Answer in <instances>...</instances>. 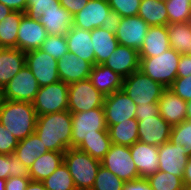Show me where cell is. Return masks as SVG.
<instances>
[{"mask_svg":"<svg viewBox=\"0 0 191 190\" xmlns=\"http://www.w3.org/2000/svg\"><path fill=\"white\" fill-rule=\"evenodd\" d=\"M103 108L107 128L136 118L137 105L122 89L106 96Z\"/></svg>","mask_w":191,"mask_h":190,"instance_id":"8fae6325","label":"cell"},{"mask_svg":"<svg viewBox=\"0 0 191 190\" xmlns=\"http://www.w3.org/2000/svg\"><path fill=\"white\" fill-rule=\"evenodd\" d=\"M68 91L63 81L40 87L32 102L37 116L68 110Z\"/></svg>","mask_w":191,"mask_h":190,"instance_id":"52a82bcc","label":"cell"},{"mask_svg":"<svg viewBox=\"0 0 191 190\" xmlns=\"http://www.w3.org/2000/svg\"><path fill=\"white\" fill-rule=\"evenodd\" d=\"M26 65V52L18 48H2L0 50V87L14 78Z\"/></svg>","mask_w":191,"mask_h":190,"instance_id":"cb8c5ba5","label":"cell"},{"mask_svg":"<svg viewBox=\"0 0 191 190\" xmlns=\"http://www.w3.org/2000/svg\"><path fill=\"white\" fill-rule=\"evenodd\" d=\"M72 114L71 148H77L92 136H109L103 107Z\"/></svg>","mask_w":191,"mask_h":190,"instance_id":"5b68a950","label":"cell"},{"mask_svg":"<svg viewBox=\"0 0 191 190\" xmlns=\"http://www.w3.org/2000/svg\"><path fill=\"white\" fill-rule=\"evenodd\" d=\"M168 25L191 21V0H165Z\"/></svg>","mask_w":191,"mask_h":190,"instance_id":"74e56055","label":"cell"},{"mask_svg":"<svg viewBox=\"0 0 191 190\" xmlns=\"http://www.w3.org/2000/svg\"><path fill=\"white\" fill-rule=\"evenodd\" d=\"M111 10L121 17L137 16L141 0H107Z\"/></svg>","mask_w":191,"mask_h":190,"instance_id":"7bdbcfd3","label":"cell"},{"mask_svg":"<svg viewBox=\"0 0 191 190\" xmlns=\"http://www.w3.org/2000/svg\"><path fill=\"white\" fill-rule=\"evenodd\" d=\"M30 181V177H9L6 179L5 190H25Z\"/></svg>","mask_w":191,"mask_h":190,"instance_id":"c3c4849f","label":"cell"},{"mask_svg":"<svg viewBox=\"0 0 191 190\" xmlns=\"http://www.w3.org/2000/svg\"><path fill=\"white\" fill-rule=\"evenodd\" d=\"M65 37L69 52L95 65V53L89 30L72 26L65 34Z\"/></svg>","mask_w":191,"mask_h":190,"instance_id":"603a6c76","label":"cell"},{"mask_svg":"<svg viewBox=\"0 0 191 190\" xmlns=\"http://www.w3.org/2000/svg\"><path fill=\"white\" fill-rule=\"evenodd\" d=\"M42 182L47 190H77L64 162Z\"/></svg>","mask_w":191,"mask_h":190,"instance_id":"836d02e7","label":"cell"},{"mask_svg":"<svg viewBox=\"0 0 191 190\" xmlns=\"http://www.w3.org/2000/svg\"><path fill=\"white\" fill-rule=\"evenodd\" d=\"M146 179L152 190H186L183 177L174 176L170 173L158 170Z\"/></svg>","mask_w":191,"mask_h":190,"instance_id":"d590c367","label":"cell"},{"mask_svg":"<svg viewBox=\"0 0 191 190\" xmlns=\"http://www.w3.org/2000/svg\"><path fill=\"white\" fill-rule=\"evenodd\" d=\"M172 126L160 115L143 117L138 120V141L153 146H161L170 140Z\"/></svg>","mask_w":191,"mask_h":190,"instance_id":"4fadbf2b","label":"cell"},{"mask_svg":"<svg viewBox=\"0 0 191 190\" xmlns=\"http://www.w3.org/2000/svg\"><path fill=\"white\" fill-rule=\"evenodd\" d=\"M95 53V64H104L108 57L119 46L118 40L114 33L103 29L102 27L95 28L90 31Z\"/></svg>","mask_w":191,"mask_h":190,"instance_id":"4316f807","label":"cell"},{"mask_svg":"<svg viewBox=\"0 0 191 190\" xmlns=\"http://www.w3.org/2000/svg\"><path fill=\"white\" fill-rule=\"evenodd\" d=\"M186 119L191 121V101L187 102Z\"/></svg>","mask_w":191,"mask_h":190,"instance_id":"6f0895ef","label":"cell"},{"mask_svg":"<svg viewBox=\"0 0 191 190\" xmlns=\"http://www.w3.org/2000/svg\"><path fill=\"white\" fill-rule=\"evenodd\" d=\"M191 75V55L181 54L177 67V78H184Z\"/></svg>","mask_w":191,"mask_h":190,"instance_id":"7dc6e473","label":"cell"},{"mask_svg":"<svg viewBox=\"0 0 191 190\" xmlns=\"http://www.w3.org/2000/svg\"><path fill=\"white\" fill-rule=\"evenodd\" d=\"M165 89L162 84L153 81L140 70L124 78L122 87L136 105L158 103Z\"/></svg>","mask_w":191,"mask_h":190,"instance_id":"8992f818","label":"cell"},{"mask_svg":"<svg viewBox=\"0 0 191 190\" xmlns=\"http://www.w3.org/2000/svg\"><path fill=\"white\" fill-rule=\"evenodd\" d=\"M64 153L48 151L38 157L29 168L31 180L43 181L63 163Z\"/></svg>","mask_w":191,"mask_h":190,"instance_id":"83f0119b","label":"cell"},{"mask_svg":"<svg viewBox=\"0 0 191 190\" xmlns=\"http://www.w3.org/2000/svg\"><path fill=\"white\" fill-rule=\"evenodd\" d=\"M63 162L70 172L77 190H91L101 166V161L87 152L69 148L64 153Z\"/></svg>","mask_w":191,"mask_h":190,"instance_id":"3957f363","label":"cell"},{"mask_svg":"<svg viewBox=\"0 0 191 190\" xmlns=\"http://www.w3.org/2000/svg\"><path fill=\"white\" fill-rule=\"evenodd\" d=\"M122 17L119 16L116 12L111 11L107 18L103 21L102 28L110 31L114 34L118 31L119 24L121 23Z\"/></svg>","mask_w":191,"mask_h":190,"instance_id":"681fc988","label":"cell"},{"mask_svg":"<svg viewBox=\"0 0 191 190\" xmlns=\"http://www.w3.org/2000/svg\"><path fill=\"white\" fill-rule=\"evenodd\" d=\"M159 114L158 103H150L145 105H137L136 119L143 120V117H155Z\"/></svg>","mask_w":191,"mask_h":190,"instance_id":"bcb514c9","label":"cell"},{"mask_svg":"<svg viewBox=\"0 0 191 190\" xmlns=\"http://www.w3.org/2000/svg\"><path fill=\"white\" fill-rule=\"evenodd\" d=\"M25 190H47L42 181L31 180Z\"/></svg>","mask_w":191,"mask_h":190,"instance_id":"11a10c76","label":"cell"},{"mask_svg":"<svg viewBox=\"0 0 191 190\" xmlns=\"http://www.w3.org/2000/svg\"><path fill=\"white\" fill-rule=\"evenodd\" d=\"M149 25L140 16L122 17L115 36L119 45L140 50Z\"/></svg>","mask_w":191,"mask_h":190,"instance_id":"5bb4252c","label":"cell"},{"mask_svg":"<svg viewBox=\"0 0 191 190\" xmlns=\"http://www.w3.org/2000/svg\"><path fill=\"white\" fill-rule=\"evenodd\" d=\"M37 114L29 102L4 101L0 109V123L18 140L35 133Z\"/></svg>","mask_w":191,"mask_h":190,"instance_id":"7a4b0ae2","label":"cell"},{"mask_svg":"<svg viewBox=\"0 0 191 190\" xmlns=\"http://www.w3.org/2000/svg\"><path fill=\"white\" fill-rule=\"evenodd\" d=\"M46 38L47 31L39 20H32L26 15L22 17L17 34L18 49L24 52L40 49Z\"/></svg>","mask_w":191,"mask_h":190,"instance_id":"ac0fdd59","label":"cell"},{"mask_svg":"<svg viewBox=\"0 0 191 190\" xmlns=\"http://www.w3.org/2000/svg\"><path fill=\"white\" fill-rule=\"evenodd\" d=\"M139 64L140 57L138 50L119 45L103 65L109 67L121 77L126 78L139 70Z\"/></svg>","mask_w":191,"mask_h":190,"instance_id":"ffe728a7","label":"cell"},{"mask_svg":"<svg viewBox=\"0 0 191 190\" xmlns=\"http://www.w3.org/2000/svg\"><path fill=\"white\" fill-rule=\"evenodd\" d=\"M122 190H152L146 178L124 182Z\"/></svg>","mask_w":191,"mask_h":190,"instance_id":"816d5d0a","label":"cell"},{"mask_svg":"<svg viewBox=\"0 0 191 190\" xmlns=\"http://www.w3.org/2000/svg\"><path fill=\"white\" fill-rule=\"evenodd\" d=\"M12 10L5 6L4 4L0 3V21H2L7 15L11 14Z\"/></svg>","mask_w":191,"mask_h":190,"instance_id":"9f6ffc18","label":"cell"},{"mask_svg":"<svg viewBox=\"0 0 191 190\" xmlns=\"http://www.w3.org/2000/svg\"><path fill=\"white\" fill-rule=\"evenodd\" d=\"M111 11L107 0H89L86 6L74 15L73 26L92 31L102 26Z\"/></svg>","mask_w":191,"mask_h":190,"instance_id":"2e32d148","label":"cell"},{"mask_svg":"<svg viewBox=\"0 0 191 190\" xmlns=\"http://www.w3.org/2000/svg\"><path fill=\"white\" fill-rule=\"evenodd\" d=\"M180 56L181 53L170 48L158 56L140 57L139 70L153 81L159 82L165 88H169L177 78Z\"/></svg>","mask_w":191,"mask_h":190,"instance_id":"277c9868","label":"cell"},{"mask_svg":"<svg viewBox=\"0 0 191 190\" xmlns=\"http://www.w3.org/2000/svg\"><path fill=\"white\" fill-rule=\"evenodd\" d=\"M40 49L55 58L57 61L69 52L65 35H47V38L41 45Z\"/></svg>","mask_w":191,"mask_h":190,"instance_id":"60d3db41","label":"cell"},{"mask_svg":"<svg viewBox=\"0 0 191 190\" xmlns=\"http://www.w3.org/2000/svg\"><path fill=\"white\" fill-rule=\"evenodd\" d=\"M25 15L22 11H12L2 21H0V47L17 48V34L19 24Z\"/></svg>","mask_w":191,"mask_h":190,"instance_id":"1f68e13d","label":"cell"},{"mask_svg":"<svg viewBox=\"0 0 191 190\" xmlns=\"http://www.w3.org/2000/svg\"><path fill=\"white\" fill-rule=\"evenodd\" d=\"M0 3L8 6L12 11L26 12L27 0H0Z\"/></svg>","mask_w":191,"mask_h":190,"instance_id":"f5cc1de1","label":"cell"},{"mask_svg":"<svg viewBox=\"0 0 191 190\" xmlns=\"http://www.w3.org/2000/svg\"><path fill=\"white\" fill-rule=\"evenodd\" d=\"M26 66L32 71L40 87L60 81L58 61L41 49L26 52Z\"/></svg>","mask_w":191,"mask_h":190,"instance_id":"30bf717a","label":"cell"},{"mask_svg":"<svg viewBox=\"0 0 191 190\" xmlns=\"http://www.w3.org/2000/svg\"><path fill=\"white\" fill-rule=\"evenodd\" d=\"M35 133L48 151L71 148L72 114L66 110L37 116Z\"/></svg>","mask_w":191,"mask_h":190,"instance_id":"6da1fadb","label":"cell"},{"mask_svg":"<svg viewBox=\"0 0 191 190\" xmlns=\"http://www.w3.org/2000/svg\"><path fill=\"white\" fill-rule=\"evenodd\" d=\"M132 159L137 167L140 178H147L158 171V146L136 141L129 146Z\"/></svg>","mask_w":191,"mask_h":190,"instance_id":"d6986e66","label":"cell"},{"mask_svg":"<svg viewBox=\"0 0 191 190\" xmlns=\"http://www.w3.org/2000/svg\"><path fill=\"white\" fill-rule=\"evenodd\" d=\"M112 144L132 146L138 141V120L136 118L111 125L108 128Z\"/></svg>","mask_w":191,"mask_h":190,"instance_id":"4dcf8cb0","label":"cell"},{"mask_svg":"<svg viewBox=\"0 0 191 190\" xmlns=\"http://www.w3.org/2000/svg\"><path fill=\"white\" fill-rule=\"evenodd\" d=\"M112 145L109 136H92L84 139L77 149L87 152L91 157L101 161Z\"/></svg>","mask_w":191,"mask_h":190,"instance_id":"8d00e7d4","label":"cell"},{"mask_svg":"<svg viewBox=\"0 0 191 190\" xmlns=\"http://www.w3.org/2000/svg\"><path fill=\"white\" fill-rule=\"evenodd\" d=\"M167 26H149L139 57H154L170 49Z\"/></svg>","mask_w":191,"mask_h":190,"instance_id":"d4e9b609","label":"cell"},{"mask_svg":"<svg viewBox=\"0 0 191 190\" xmlns=\"http://www.w3.org/2000/svg\"><path fill=\"white\" fill-rule=\"evenodd\" d=\"M167 31L171 48L181 54L188 53L191 49V21L169 24Z\"/></svg>","mask_w":191,"mask_h":190,"instance_id":"d6a6232c","label":"cell"},{"mask_svg":"<svg viewBox=\"0 0 191 190\" xmlns=\"http://www.w3.org/2000/svg\"><path fill=\"white\" fill-rule=\"evenodd\" d=\"M104 98L89 79L72 83L68 91V111L78 113L103 107Z\"/></svg>","mask_w":191,"mask_h":190,"instance_id":"ba28073f","label":"cell"},{"mask_svg":"<svg viewBox=\"0 0 191 190\" xmlns=\"http://www.w3.org/2000/svg\"><path fill=\"white\" fill-rule=\"evenodd\" d=\"M138 16L149 26H168L165 0H141Z\"/></svg>","mask_w":191,"mask_h":190,"instance_id":"f546056e","label":"cell"},{"mask_svg":"<svg viewBox=\"0 0 191 190\" xmlns=\"http://www.w3.org/2000/svg\"><path fill=\"white\" fill-rule=\"evenodd\" d=\"M183 182L186 190H191V157H189V160L185 167V171L183 174Z\"/></svg>","mask_w":191,"mask_h":190,"instance_id":"db71d44e","label":"cell"},{"mask_svg":"<svg viewBox=\"0 0 191 190\" xmlns=\"http://www.w3.org/2000/svg\"><path fill=\"white\" fill-rule=\"evenodd\" d=\"M101 165L124 182L140 178L129 146L112 144L110 150L101 159Z\"/></svg>","mask_w":191,"mask_h":190,"instance_id":"9c48e42d","label":"cell"},{"mask_svg":"<svg viewBox=\"0 0 191 190\" xmlns=\"http://www.w3.org/2000/svg\"><path fill=\"white\" fill-rule=\"evenodd\" d=\"M30 177L29 169L14 155L0 153V178Z\"/></svg>","mask_w":191,"mask_h":190,"instance_id":"e575fe53","label":"cell"},{"mask_svg":"<svg viewBox=\"0 0 191 190\" xmlns=\"http://www.w3.org/2000/svg\"><path fill=\"white\" fill-rule=\"evenodd\" d=\"M159 114L171 126L186 120L187 102L177 96L169 88L162 93L158 101Z\"/></svg>","mask_w":191,"mask_h":190,"instance_id":"44dd1931","label":"cell"},{"mask_svg":"<svg viewBox=\"0 0 191 190\" xmlns=\"http://www.w3.org/2000/svg\"><path fill=\"white\" fill-rule=\"evenodd\" d=\"M89 80L106 97L122 89L124 78L103 64H95L92 66Z\"/></svg>","mask_w":191,"mask_h":190,"instance_id":"7402d4cb","label":"cell"},{"mask_svg":"<svg viewBox=\"0 0 191 190\" xmlns=\"http://www.w3.org/2000/svg\"><path fill=\"white\" fill-rule=\"evenodd\" d=\"M6 180L0 178V190H5Z\"/></svg>","mask_w":191,"mask_h":190,"instance_id":"91938a15","label":"cell"},{"mask_svg":"<svg viewBox=\"0 0 191 190\" xmlns=\"http://www.w3.org/2000/svg\"><path fill=\"white\" fill-rule=\"evenodd\" d=\"M74 16L63 6L59 9H50L39 19L40 24L46 29L47 35H65L73 26Z\"/></svg>","mask_w":191,"mask_h":190,"instance_id":"484cf974","label":"cell"},{"mask_svg":"<svg viewBox=\"0 0 191 190\" xmlns=\"http://www.w3.org/2000/svg\"><path fill=\"white\" fill-rule=\"evenodd\" d=\"M169 89L186 102L191 101V75L176 78Z\"/></svg>","mask_w":191,"mask_h":190,"instance_id":"f6af8a7d","label":"cell"},{"mask_svg":"<svg viewBox=\"0 0 191 190\" xmlns=\"http://www.w3.org/2000/svg\"><path fill=\"white\" fill-rule=\"evenodd\" d=\"M18 142L13 134L0 123V153L7 155L14 154Z\"/></svg>","mask_w":191,"mask_h":190,"instance_id":"ee69618b","label":"cell"},{"mask_svg":"<svg viewBox=\"0 0 191 190\" xmlns=\"http://www.w3.org/2000/svg\"><path fill=\"white\" fill-rule=\"evenodd\" d=\"M60 5L63 6L73 16L80 12L89 0H58Z\"/></svg>","mask_w":191,"mask_h":190,"instance_id":"f907efd6","label":"cell"},{"mask_svg":"<svg viewBox=\"0 0 191 190\" xmlns=\"http://www.w3.org/2000/svg\"><path fill=\"white\" fill-rule=\"evenodd\" d=\"M92 66L90 62L82 60L74 53L67 52L58 60L59 79L68 85L89 79Z\"/></svg>","mask_w":191,"mask_h":190,"instance_id":"e0dca14e","label":"cell"},{"mask_svg":"<svg viewBox=\"0 0 191 190\" xmlns=\"http://www.w3.org/2000/svg\"><path fill=\"white\" fill-rule=\"evenodd\" d=\"M159 165L158 170L183 177L189 156L182 146L170 141L158 146Z\"/></svg>","mask_w":191,"mask_h":190,"instance_id":"9a60e30c","label":"cell"},{"mask_svg":"<svg viewBox=\"0 0 191 190\" xmlns=\"http://www.w3.org/2000/svg\"><path fill=\"white\" fill-rule=\"evenodd\" d=\"M124 181L102 165L99 167L91 190H122Z\"/></svg>","mask_w":191,"mask_h":190,"instance_id":"ab89813d","label":"cell"},{"mask_svg":"<svg viewBox=\"0 0 191 190\" xmlns=\"http://www.w3.org/2000/svg\"><path fill=\"white\" fill-rule=\"evenodd\" d=\"M46 152H48L47 148L37 134L33 133L18 142L14 155L29 169L34 161Z\"/></svg>","mask_w":191,"mask_h":190,"instance_id":"f1b7e54d","label":"cell"},{"mask_svg":"<svg viewBox=\"0 0 191 190\" xmlns=\"http://www.w3.org/2000/svg\"><path fill=\"white\" fill-rule=\"evenodd\" d=\"M58 0H27L25 15L32 20H39L46 11L50 9H59Z\"/></svg>","mask_w":191,"mask_h":190,"instance_id":"b9f144b4","label":"cell"},{"mask_svg":"<svg viewBox=\"0 0 191 190\" xmlns=\"http://www.w3.org/2000/svg\"><path fill=\"white\" fill-rule=\"evenodd\" d=\"M39 88L32 71L25 65L3 88L4 98L9 101L32 103Z\"/></svg>","mask_w":191,"mask_h":190,"instance_id":"7c38bea8","label":"cell"},{"mask_svg":"<svg viewBox=\"0 0 191 190\" xmlns=\"http://www.w3.org/2000/svg\"><path fill=\"white\" fill-rule=\"evenodd\" d=\"M169 141L182 146L187 155L191 157V121L186 119L172 126Z\"/></svg>","mask_w":191,"mask_h":190,"instance_id":"f35d334b","label":"cell"},{"mask_svg":"<svg viewBox=\"0 0 191 190\" xmlns=\"http://www.w3.org/2000/svg\"><path fill=\"white\" fill-rule=\"evenodd\" d=\"M4 101H5V98H4L3 88L0 87V109H1Z\"/></svg>","mask_w":191,"mask_h":190,"instance_id":"680465c9","label":"cell"}]
</instances>
